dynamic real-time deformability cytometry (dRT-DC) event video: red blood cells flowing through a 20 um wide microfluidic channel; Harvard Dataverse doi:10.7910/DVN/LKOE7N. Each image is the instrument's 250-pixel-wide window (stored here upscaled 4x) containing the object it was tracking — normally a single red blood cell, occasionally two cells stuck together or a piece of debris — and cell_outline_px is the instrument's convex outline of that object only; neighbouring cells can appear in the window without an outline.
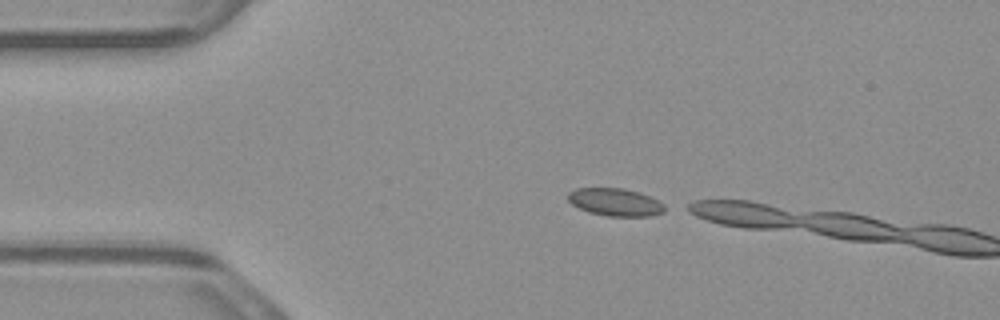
{"species": "common noctule bat (a hibernating species)", "species_latin": "Nyctalus noctula", "temperature_condition": "warm", "stored_images_in_passage": 5, "camera_frame_rate_fps": 3000, "um_per_image_px": 0.085, "animal": {"sex": "male", "body_mass_g": 23.1, "forearm_length_mm": 52.7}, "frame": {"image": 1, "passage_image": 1, "time_ms": 0.0, "image_size_px": [1000, 320], "cell_outline_px": [[664, 212], [652, 216], [608, 216], [588, 212], [572, 204], [568, 200], [568, 192], [576, 188], [624, 188], [640, 192], [660, 200], [664, 204]], "centroid_in_image_um": [52.32, 17.17], "position_along_channel_um": 32.7, "area_um2": 15.72}}